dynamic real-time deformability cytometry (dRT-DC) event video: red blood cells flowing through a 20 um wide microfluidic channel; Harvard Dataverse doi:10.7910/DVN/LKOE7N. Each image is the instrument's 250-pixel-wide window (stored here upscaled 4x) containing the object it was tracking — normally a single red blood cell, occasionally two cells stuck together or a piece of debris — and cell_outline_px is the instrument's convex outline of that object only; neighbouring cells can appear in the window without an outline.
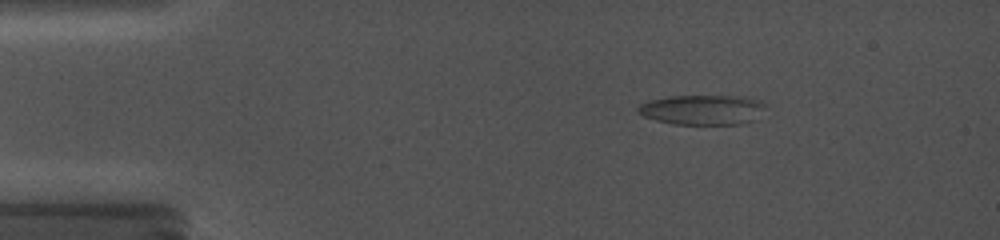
{"species": "common noctule bat (a hibernating species)", "species_latin": "Nyctalus noctula", "temperature_condition": "cold", "stored_images_in_passage": 47, "camera_frame_rate_fps": 5000, "um_per_image_px": 0.085, "animal": {"sex": "female", "body_mass_g": 19.0, "forearm_length_mm": 56.7}, "frame": {"image": 1, "passage_image": 8, "time_ms": 2.4, "image_size_px": [1000, 240], "cell_outline_px": [[768, 104], [756, 120], [740, 124], [672, 124], [656, 120], [644, 116], [636, 112], [636, 108], [640, 104], [648, 100], [668, 96], [744, 96], [760, 100]], "centroid_in_image_um": [59.73, 9.32], "position_along_channel_um": 25.3, "area_um2": 22.6}}
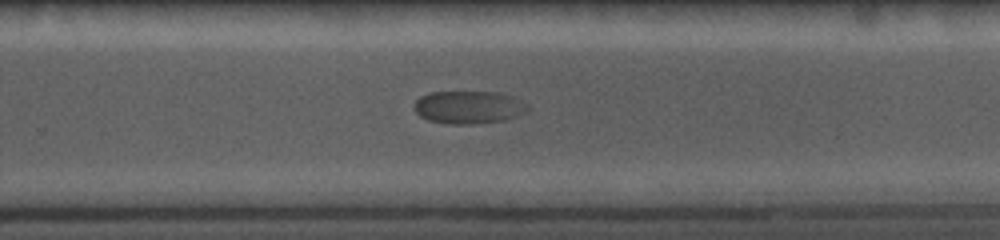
{"frame": {"image": 2, "passage_image": 33, "time_ms": 11.6, "image_size_px": [1000, 240], "cell_outline_px": [[532, 108], [528, 112], [504, 120], [468, 124], [452, 124], [428, 120], [420, 116], [412, 108], [416, 100], [420, 96], [428, 92], [500, 92], [512, 96], [528, 104]], "centroid_in_image_um": [39.85, 9.1], "position_along_channel_um": 289.9, "area_um2": 21.91}}
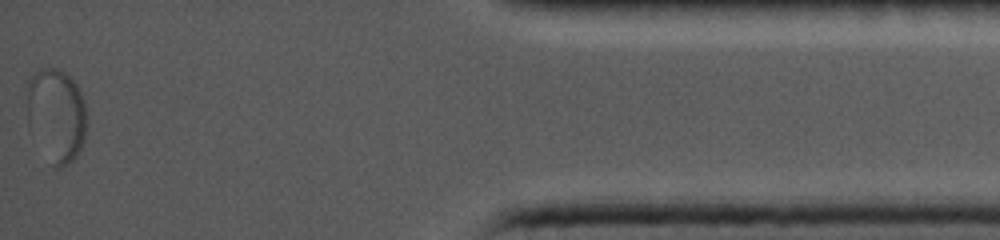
{"frame": {"image": 3, "passage_image": 47, "time_ms": 16.8, "image_size_px": [1000, 240], "cell_outline_px": [[88, 120], [84, 140], [76, 156], [72, 160], [60, 168], [56, 168], [28, 124], [28, 80], [40, 68], [56, 68], [64, 72], [76, 84], [84, 100]], "centroid_in_image_um": [4.83, 9.73], "position_along_channel_um": 430.4, "area_um2": 31.91}}